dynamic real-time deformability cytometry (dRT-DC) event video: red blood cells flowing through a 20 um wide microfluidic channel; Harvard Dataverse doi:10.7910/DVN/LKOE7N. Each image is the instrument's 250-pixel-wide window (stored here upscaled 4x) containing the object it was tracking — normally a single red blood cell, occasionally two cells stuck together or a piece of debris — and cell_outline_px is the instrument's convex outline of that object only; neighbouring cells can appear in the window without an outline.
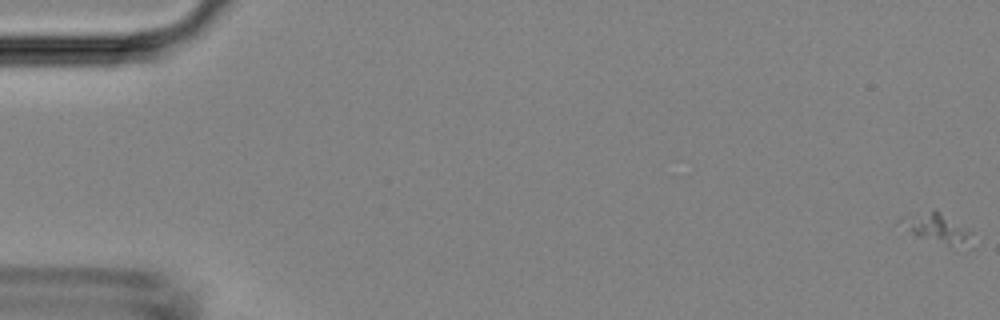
{"species": "Egyptian fruit bat (a non-hibernating species)", "species_latin": "Rousettus aegyptiacus", "temperature_condition": "room temperature", "stored_images_in_passage": 49, "camera_frame_rate_fps": 3000, "um_per_image_px": 0.085, "animal": {"sex": "female"}, "frame": {"image": 1, "passage_image": 1, "time_ms": 0.0, "image_size_px": [1000, 320], "cell_outline_px": [[972, 248], [968, 252], [916, 236], [908, 228], [908, 220], [912, 216], [932, 208], [936, 208], [972, 232]], "centroid_in_image_um": [79.97, 19.51], "position_along_channel_um": 5.0, "area_um2": 12.14}}
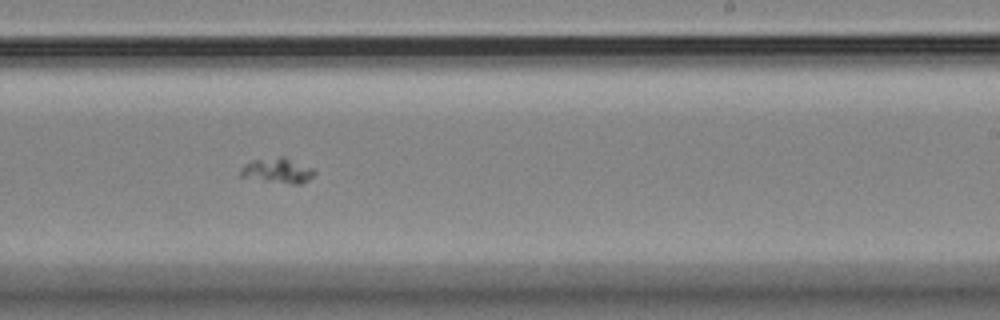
{"frame": {"image": 2, "passage_image": 31, "time_ms": 10.0, "image_size_px": [1000, 320], "cell_outline_px": [[316, 172], [308, 180], [300, 184], [292, 184], [264, 180], [240, 176], [240, 168], [244, 164], [252, 160], [280, 156], [284, 156], [316, 168]], "centroid_in_image_um": [23.64, 14.47], "position_along_channel_um": 265.4, "area_um2": 10.92}}
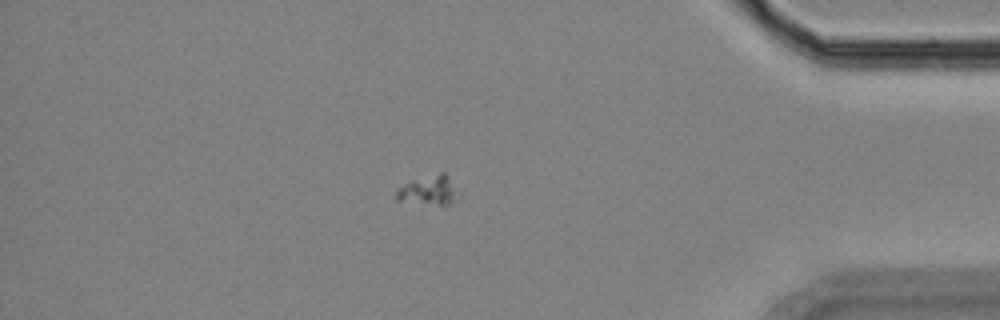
{"frame": {"image": 3, "passage_image": 43, "time_ms": 14.0, "image_size_px": [1000, 320], "cell_outline_px": [[464, 192], [452, 204], [444, 208], [396, 200], [396, 192], [404, 184], [412, 180], [440, 172], [444, 172]], "centroid_in_image_um": [36.59, 16.23], "position_along_channel_um": 398.6, "area_um2": 11.56}}